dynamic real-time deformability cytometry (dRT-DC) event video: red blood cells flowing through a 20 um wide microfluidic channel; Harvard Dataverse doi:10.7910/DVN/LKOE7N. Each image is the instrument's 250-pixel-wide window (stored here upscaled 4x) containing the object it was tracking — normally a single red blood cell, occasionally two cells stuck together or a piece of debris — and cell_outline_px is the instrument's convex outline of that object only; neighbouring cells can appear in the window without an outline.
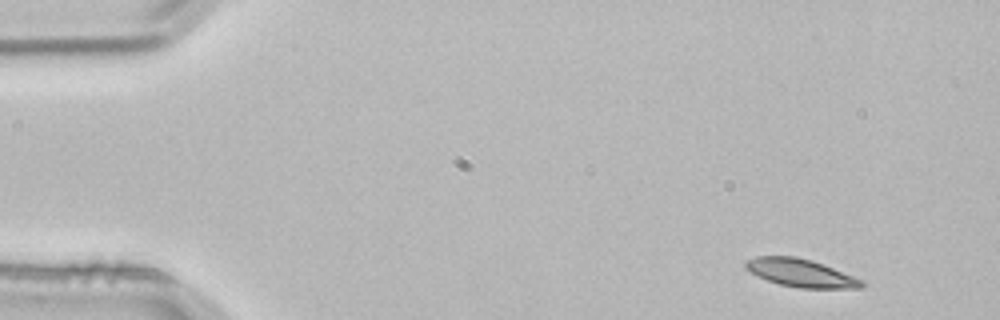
{"species": "common noctule bat (a hibernating species)", "species_latin": "Nyctalus noctula", "temperature_condition": "room temperature", "stored_images_in_passage": 3, "camera_frame_rate_fps": 3000, "um_per_image_px": 0.085, "animal": {"sex": "male", "body_mass_g": 21.5, "forearm_length_mm": 52.0}, "frame": {"image": 1, "passage_image": 1, "time_ms": 0.0, "image_size_px": [1000, 320], "cell_outline_px": [[864, 288], [800, 288], [780, 284], [768, 280], [744, 268], [744, 260], [756, 256], [796, 256], [812, 260], [824, 264], [864, 280]], "centroid_in_image_um": [68.08, 23.19], "position_along_channel_um": 16.9, "area_um2": 18.96}}
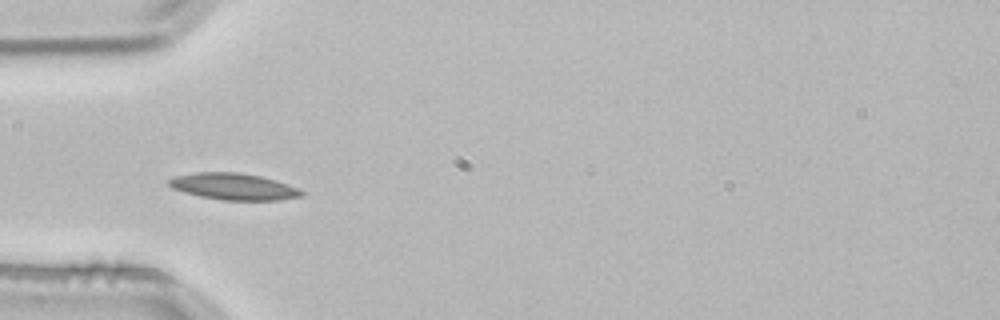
{"frame": {"image": 2, "passage_image": 3, "time_ms": 0.667, "image_size_px": [1000, 320], "cell_outline_px": [[304, 196], [280, 200], [220, 200], [200, 196], [184, 192], [172, 188], [168, 184], [168, 180], [176, 176], [192, 172], [240, 172], [260, 176], [276, 180], [300, 188], [304, 192]], "centroid_in_image_um": [19.89, 15.85], "position_along_channel_um": 65.1, "area_um2": 20.75}}